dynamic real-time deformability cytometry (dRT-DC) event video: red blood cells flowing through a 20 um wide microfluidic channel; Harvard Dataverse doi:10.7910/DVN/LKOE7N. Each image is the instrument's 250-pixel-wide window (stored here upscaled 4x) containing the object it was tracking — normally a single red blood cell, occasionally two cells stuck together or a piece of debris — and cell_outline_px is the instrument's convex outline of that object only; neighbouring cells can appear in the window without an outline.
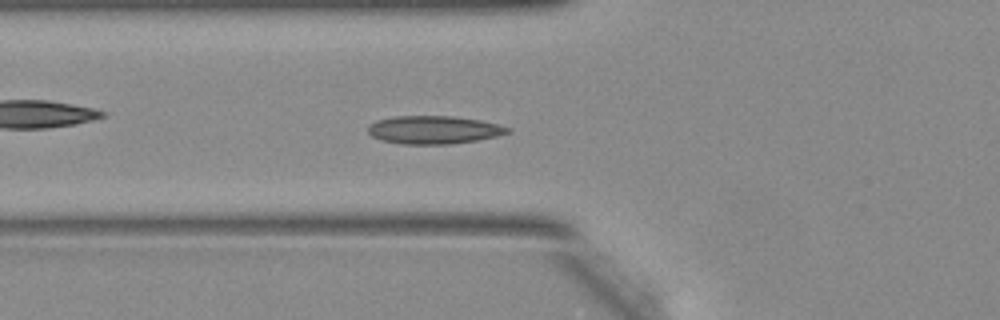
{"species": "Egyptian fruit bat (a non-hibernating species)", "species_latin": "Rousettus aegyptiacus", "temperature_condition": "warm", "stored_images_in_passage": 23, "camera_frame_rate_fps": 3000, "um_per_image_px": 0.085, "animal": {"sex": "female"}, "frame": {"image": 1, "passage_image": 2, "time_ms": 0.333, "image_size_px": [1000, 320], "cell_outline_px": [[512, 132], [496, 136], [476, 140], [448, 144], [404, 144], [380, 140], [372, 136], [368, 132], [368, 128], [376, 120], [396, 116], [452, 116], [480, 120], [512, 128]], "centroid_in_image_um": [36.88, 11.03], "position_along_channel_um": 88.9, "area_um2": 22.72}}
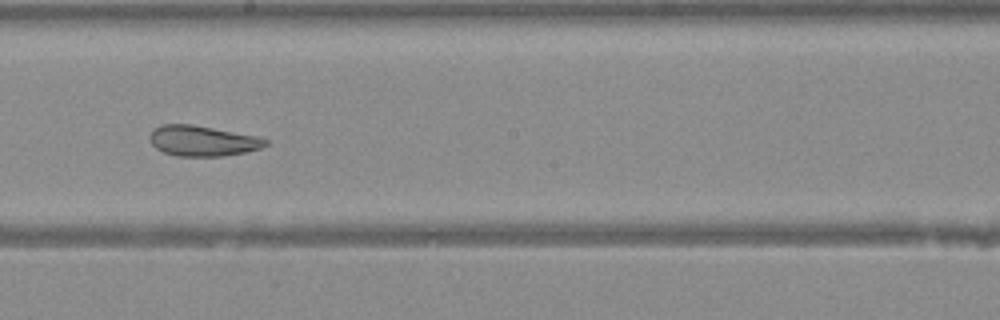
{"frame": {"image": 2, "passage_image": 11, "time_ms": 3.333, "image_size_px": [1000, 320], "cell_outline_px": [[268, 144], [260, 148], [244, 152], [220, 156], [176, 156], [164, 152], [156, 148], [152, 144], [148, 136], [152, 128], [160, 124], [192, 124], [256, 136], [268, 140]], "centroid_in_image_um": [17.15, 11.96], "position_along_channel_um": 231.0, "area_um2": 20.52}}
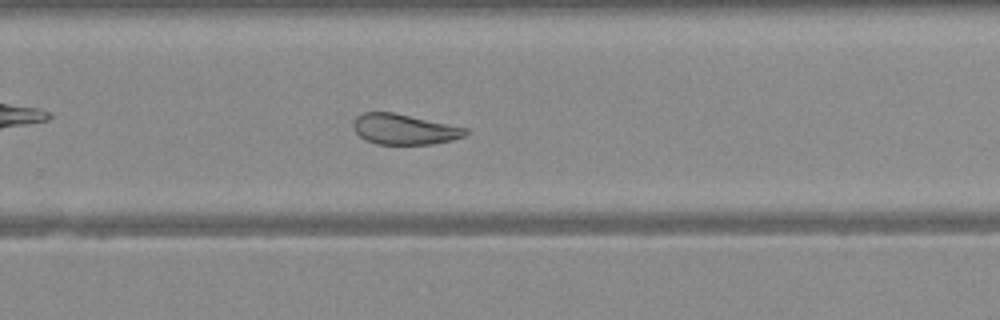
{"frame": {"image": 3, "passage_image": 15, "time_ms": 4.667, "image_size_px": [1000, 320], "cell_outline_px": [[468, 132], [464, 136], [452, 140], [432, 144], [376, 144], [360, 136], [356, 132], [352, 124], [356, 116], [364, 112], [392, 112], [468, 128]], "centroid_in_image_um": [34.36, 10.98], "position_along_channel_um": 295.4, "area_um2": 19.77}}